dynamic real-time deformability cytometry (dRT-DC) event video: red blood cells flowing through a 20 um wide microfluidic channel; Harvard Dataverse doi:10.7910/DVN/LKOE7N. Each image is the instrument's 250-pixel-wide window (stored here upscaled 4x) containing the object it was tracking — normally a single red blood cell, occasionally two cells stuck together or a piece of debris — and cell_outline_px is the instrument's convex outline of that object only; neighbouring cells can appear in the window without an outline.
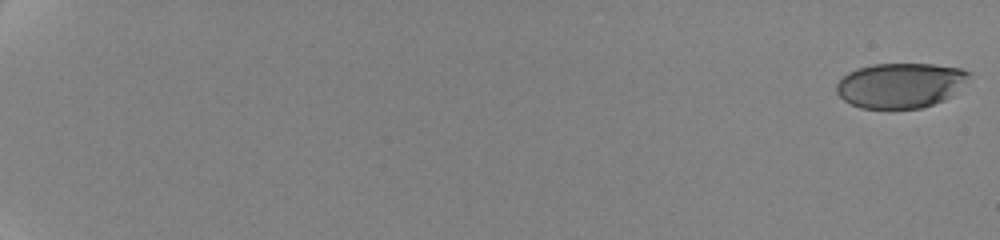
{"species": "human", "species_latin": "Homo sapiens", "temperature_condition": "cold", "stored_images_in_passage": 75, "camera_frame_rate_fps": 3000, "um_per_image_px": 0.085, "donor": {"sex": "female"}, "frame": {"image": 1, "passage_image": 1, "time_ms": 0.0, "image_size_px": [1000, 240], "cell_outline_px": [[972, 76], [952, 96], [944, 100], [920, 108], [860, 108], [844, 100], [836, 92], [836, 84], [848, 72], [856, 68], [872, 64], [932, 64], [960, 68], [972, 72]], "centroid_in_image_um": [76.56, 7.24], "position_along_channel_um": 8.4, "area_um2": 34.91}}
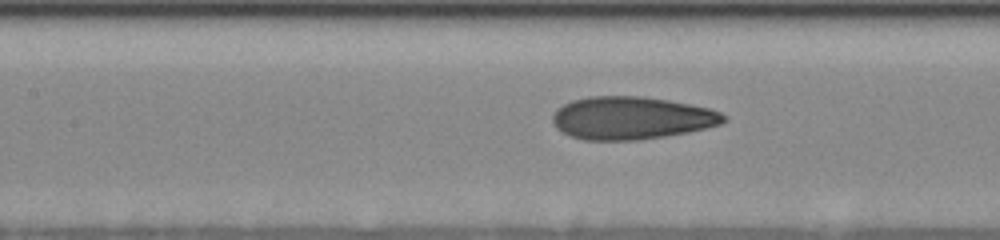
{"frame": {"image": 2, "passage_image": 38, "time_ms": 10.667, "image_size_px": [1000, 240], "cell_outline_px": [[728, 120], [720, 124], [688, 132], [664, 136], [636, 140], [584, 140], [572, 136], [556, 128], [552, 120], [552, 116], [556, 108], [572, 100], [588, 96], [640, 96], [668, 100], [708, 108], [720, 112]], "centroid_in_image_um": [53.64, 10.02], "position_along_channel_um": 153.8, "area_um2": 42.43}}
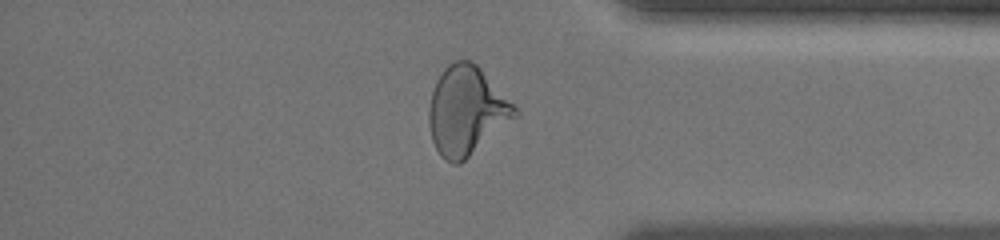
{"frame": {"image": 3, "passage_image": 64, "time_ms": 17.667, "image_size_px": [1000, 240], "cell_outline_px": [[520, 112], [516, 116], [460, 164], [452, 164], [444, 160], [440, 156], [432, 140], [428, 120], [428, 108], [432, 92], [436, 80], [444, 68], [448, 64], [456, 60], [472, 60], [480, 68]], "centroid_in_image_um": [39.6, 9.42], "position_along_channel_um": 395.6, "area_um2": 43.87}, "authors_computed_cell_mechanics": {"area_um2": 41.5582, "velocity_mm_per_s": 3.5407, "shape_relaxation_time_tau1_ms": 5.1979, "shape_relaxation_time_tau2_ms": 1.1182, "deformation_change_tau1": 0.1804, "deformation_change_tau2": 0.078}}